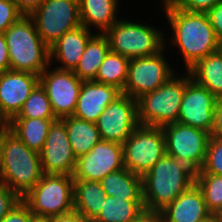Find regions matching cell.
Instances as JSON below:
<instances>
[{
  "mask_svg": "<svg viewBox=\"0 0 222 222\" xmlns=\"http://www.w3.org/2000/svg\"><path fill=\"white\" fill-rule=\"evenodd\" d=\"M164 9L172 6V0H163Z\"/></svg>",
  "mask_w": 222,
  "mask_h": 222,
  "instance_id": "obj_46",
  "label": "cell"
},
{
  "mask_svg": "<svg viewBox=\"0 0 222 222\" xmlns=\"http://www.w3.org/2000/svg\"><path fill=\"white\" fill-rule=\"evenodd\" d=\"M39 154L43 174L73 176L77 158L72 151L65 123L61 119L50 126Z\"/></svg>",
  "mask_w": 222,
  "mask_h": 222,
  "instance_id": "obj_15",
  "label": "cell"
},
{
  "mask_svg": "<svg viewBox=\"0 0 222 222\" xmlns=\"http://www.w3.org/2000/svg\"><path fill=\"white\" fill-rule=\"evenodd\" d=\"M50 48L65 32L81 26L79 0H45L29 16Z\"/></svg>",
  "mask_w": 222,
  "mask_h": 222,
  "instance_id": "obj_9",
  "label": "cell"
},
{
  "mask_svg": "<svg viewBox=\"0 0 222 222\" xmlns=\"http://www.w3.org/2000/svg\"><path fill=\"white\" fill-rule=\"evenodd\" d=\"M110 51L109 41L104 33L94 34L86 44L84 53L73 70L82 81H93L106 55Z\"/></svg>",
  "mask_w": 222,
  "mask_h": 222,
  "instance_id": "obj_25",
  "label": "cell"
},
{
  "mask_svg": "<svg viewBox=\"0 0 222 222\" xmlns=\"http://www.w3.org/2000/svg\"><path fill=\"white\" fill-rule=\"evenodd\" d=\"M92 31L81 25L76 29L65 32L50 48V63L55 58L62 65L58 69L73 71L93 36Z\"/></svg>",
  "mask_w": 222,
  "mask_h": 222,
  "instance_id": "obj_20",
  "label": "cell"
},
{
  "mask_svg": "<svg viewBox=\"0 0 222 222\" xmlns=\"http://www.w3.org/2000/svg\"><path fill=\"white\" fill-rule=\"evenodd\" d=\"M124 168L122 144L100 140L77 158L73 179L101 181L109 173Z\"/></svg>",
  "mask_w": 222,
  "mask_h": 222,
  "instance_id": "obj_14",
  "label": "cell"
},
{
  "mask_svg": "<svg viewBox=\"0 0 222 222\" xmlns=\"http://www.w3.org/2000/svg\"><path fill=\"white\" fill-rule=\"evenodd\" d=\"M139 125L137 100L122 94L108 104L96 121L101 140L123 144Z\"/></svg>",
  "mask_w": 222,
  "mask_h": 222,
  "instance_id": "obj_13",
  "label": "cell"
},
{
  "mask_svg": "<svg viewBox=\"0 0 222 222\" xmlns=\"http://www.w3.org/2000/svg\"><path fill=\"white\" fill-rule=\"evenodd\" d=\"M9 70V54L4 33L0 34V73Z\"/></svg>",
  "mask_w": 222,
  "mask_h": 222,
  "instance_id": "obj_40",
  "label": "cell"
},
{
  "mask_svg": "<svg viewBox=\"0 0 222 222\" xmlns=\"http://www.w3.org/2000/svg\"><path fill=\"white\" fill-rule=\"evenodd\" d=\"M99 182L107 196L126 201H143L142 176L130 172L125 167L109 173Z\"/></svg>",
  "mask_w": 222,
  "mask_h": 222,
  "instance_id": "obj_22",
  "label": "cell"
},
{
  "mask_svg": "<svg viewBox=\"0 0 222 222\" xmlns=\"http://www.w3.org/2000/svg\"><path fill=\"white\" fill-rule=\"evenodd\" d=\"M22 199L9 187L0 182V221L21 201Z\"/></svg>",
  "mask_w": 222,
  "mask_h": 222,
  "instance_id": "obj_34",
  "label": "cell"
},
{
  "mask_svg": "<svg viewBox=\"0 0 222 222\" xmlns=\"http://www.w3.org/2000/svg\"><path fill=\"white\" fill-rule=\"evenodd\" d=\"M196 174L222 175V139L210 136L203 167Z\"/></svg>",
  "mask_w": 222,
  "mask_h": 222,
  "instance_id": "obj_32",
  "label": "cell"
},
{
  "mask_svg": "<svg viewBox=\"0 0 222 222\" xmlns=\"http://www.w3.org/2000/svg\"><path fill=\"white\" fill-rule=\"evenodd\" d=\"M51 222H89L82 215H80L76 211H72L70 213L64 215H58L50 217Z\"/></svg>",
  "mask_w": 222,
  "mask_h": 222,
  "instance_id": "obj_41",
  "label": "cell"
},
{
  "mask_svg": "<svg viewBox=\"0 0 222 222\" xmlns=\"http://www.w3.org/2000/svg\"><path fill=\"white\" fill-rule=\"evenodd\" d=\"M122 95L117 87L96 81H83L74 117L96 123L98 117L111 102Z\"/></svg>",
  "mask_w": 222,
  "mask_h": 222,
  "instance_id": "obj_18",
  "label": "cell"
},
{
  "mask_svg": "<svg viewBox=\"0 0 222 222\" xmlns=\"http://www.w3.org/2000/svg\"><path fill=\"white\" fill-rule=\"evenodd\" d=\"M32 212L21 200L0 222H31Z\"/></svg>",
  "mask_w": 222,
  "mask_h": 222,
  "instance_id": "obj_36",
  "label": "cell"
},
{
  "mask_svg": "<svg viewBox=\"0 0 222 222\" xmlns=\"http://www.w3.org/2000/svg\"><path fill=\"white\" fill-rule=\"evenodd\" d=\"M163 51L164 49L151 56L130 59L128 77L122 94L137 100L162 86L175 74L165 60Z\"/></svg>",
  "mask_w": 222,
  "mask_h": 222,
  "instance_id": "obj_11",
  "label": "cell"
},
{
  "mask_svg": "<svg viewBox=\"0 0 222 222\" xmlns=\"http://www.w3.org/2000/svg\"><path fill=\"white\" fill-rule=\"evenodd\" d=\"M171 76L162 86L137 99L139 125L163 127L176 123L187 85V75Z\"/></svg>",
  "mask_w": 222,
  "mask_h": 222,
  "instance_id": "obj_5",
  "label": "cell"
},
{
  "mask_svg": "<svg viewBox=\"0 0 222 222\" xmlns=\"http://www.w3.org/2000/svg\"><path fill=\"white\" fill-rule=\"evenodd\" d=\"M132 222H164L161 212L145 210L136 220Z\"/></svg>",
  "mask_w": 222,
  "mask_h": 222,
  "instance_id": "obj_42",
  "label": "cell"
},
{
  "mask_svg": "<svg viewBox=\"0 0 222 222\" xmlns=\"http://www.w3.org/2000/svg\"><path fill=\"white\" fill-rule=\"evenodd\" d=\"M144 211V201H126L107 196L98 216L92 222H132Z\"/></svg>",
  "mask_w": 222,
  "mask_h": 222,
  "instance_id": "obj_28",
  "label": "cell"
},
{
  "mask_svg": "<svg viewBox=\"0 0 222 222\" xmlns=\"http://www.w3.org/2000/svg\"><path fill=\"white\" fill-rule=\"evenodd\" d=\"M50 66L39 76V83L45 89L56 119L72 116L77 106L82 80L70 70L54 69Z\"/></svg>",
  "mask_w": 222,
  "mask_h": 222,
  "instance_id": "obj_12",
  "label": "cell"
},
{
  "mask_svg": "<svg viewBox=\"0 0 222 222\" xmlns=\"http://www.w3.org/2000/svg\"><path fill=\"white\" fill-rule=\"evenodd\" d=\"M211 136L222 139V98H217L214 110V125Z\"/></svg>",
  "mask_w": 222,
  "mask_h": 222,
  "instance_id": "obj_39",
  "label": "cell"
},
{
  "mask_svg": "<svg viewBox=\"0 0 222 222\" xmlns=\"http://www.w3.org/2000/svg\"><path fill=\"white\" fill-rule=\"evenodd\" d=\"M187 71L194 81L207 88L216 98H222V47L198 60Z\"/></svg>",
  "mask_w": 222,
  "mask_h": 222,
  "instance_id": "obj_24",
  "label": "cell"
},
{
  "mask_svg": "<svg viewBox=\"0 0 222 222\" xmlns=\"http://www.w3.org/2000/svg\"><path fill=\"white\" fill-rule=\"evenodd\" d=\"M122 147L124 167L143 176L166 154L164 131L162 127L138 125Z\"/></svg>",
  "mask_w": 222,
  "mask_h": 222,
  "instance_id": "obj_8",
  "label": "cell"
},
{
  "mask_svg": "<svg viewBox=\"0 0 222 222\" xmlns=\"http://www.w3.org/2000/svg\"><path fill=\"white\" fill-rule=\"evenodd\" d=\"M31 222H51L50 217L32 216Z\"/></svg>",
  "mask_w": 222,
  "mask_h": 222,
  "instance_id": "obj_45",
  "label": "cell"
},
{
  "mask_svg": "<svg viewBox=\"0 0 222 222\" xmlns=\"http://www.w3.org/2000/svg\"><path fill=\"white\" fill-rule=\"evenodd\" d=\"M74 179L71 175L43 174L22 201L34 216L53 217L74 210Z\"/></svg>",
  "mask_w": 222,
  "mask_h": 222,
  "instance_id": "obj_7",
  "label": "cell"
},
{
  "mask_svg": "<svg viewBox=\"0 0 222 222\" xmlns=\"http://www.w3.org/2000/svg\"><path fill=\"white\" fill-rule=\"evenodd\" d=\"M206 14L217 39L222 44V0L214 5Z\"/></svg>",
  "mask_w": 222,
  "mask_h": 222,
  "instance_id": "obj_37",
  "label": "cell"
},
{
  "mask_svg": "<svg viewBox=\"0 0 222 222\" xmlns=\"http://www.w3.org/2000/svg\"><path fill=\"white\" fill-rule=\"evenodd\" d=\"M162 33L144 23L118 20L104 34L108 38L110 51L133 59L151 56L165 49Z\"/></svg>",
  "mask_w": 222,
  "mask_h": 222,
  "instance_id": "obj_6",
  "label": "cell"
},
{
  "mask_svg": "<svg viewBox=\"0 0 222 222\" xmlns=\"http://www.w3.org/2000/svg\"><path fill=\"white\" fill-rule=\"evenodd\" d=\"M23 15L11 0H0V34L4 33Z\"/></svg>",
  "mask_w": 222,
  "mask_h": 222,
  "instance_id": "obj_33",
  "label": "cell"
},
{
  "mask_svg": "<svg viewBox=\"0 0 222 222\" xmlns=\"http://www.w3.org/2000/svg\"><path fill=\"white\" fill-rule=\"evenodd\" d=\"M199 222H221L218 214H210Z\"/></svg>",
  "mask_w": 222,
  "mask_h": 222,
  "instance_id": "obj_44",
  "label": "cell"
},
{
  "mask_svg": "<svg viewBox=\"0 0 222 222\" xmlns=\"http://www.w3.org/2000/svg\"><path fill=\"white\" fill-rule=\"evenodd\" d=\"M187 72V85L180 105L178 121L211 134L217 98L204 86L194 81Z\"/></svg>",
  "mask_w": 222,
  "mask_h": 222,
  "instance_id": "obj_16",
  "label": "cell"
},
{
  "mask_svg": "<svg viewBox=\"0 0 222 222\" xmlns=\"http://www.w3.org/2000/svg\"><path fill=\"white\" fill-rule=\"evenodd\" d=\"M23 16H30L45 0H11Z\"/></svg>",
  "mask_w": 222,
  "mask_h": 222,
  "instance_id": "obj_38",
  "label": "cell"
},
{
  "mask_svg": "<svg viewBox=\"0 0 222 222\" xmlns=\"http://www.w3.org/2000/svg\"><path fill=\"white\" fill-rule=\"evenodd\" d=\"M164 11L173 31L171 42L180 49L187 70L222 47L206 13L185 11L176 5Z\"/></svg>",
  "mask_w": 222,
  "mask_h": 222,
  "instance_id": "obj_1",
  "label": "cell"
},
{
  "mask_svg": "<svg viewBox=\"0 0 222 222\" xmlns=\"http://www.w3.org/2000/svg\"><path fill=\"white\" fill-rule=\"evenodd\" d=\"M221 0H177L176 6L189 12L207 13Z\"/></svg>",
  "mask_w": 222,
  "mask_h": 222,
  "instance_id": "obj_35",
  "label": "cell"
},
{
  "mask_svg": "<svg viewBox=\"0 0 222 222\" xmlns=\"http://www.w3.org/2000/svg\"><path fill=\"white\" fill-rule=\"evenodd\" d=\"M12 118L56 119L48 95L40 83L26 99L22 109Z\"/></svg>",
  "mask_w": 222,
  "mask_h": 222,
  "instance_id": "obj_30",
  "label": "cell"
},
{
  "mask_svg": "<svg viewBox=\"0 0 222 222\" xmlns=\"http://www.w3.org/2000/svg\"><path fill=\"white\" fill-rule=\"evenodd\" d=\"M74 211L89 222L99 214L107 195L99 181L74 179Z\"/></svg>",
  "mask_w": 222,
  "mask_h": 222,
  "instance_id": "obj_21",
  "label": "cell"
},
{
  "mask_svg": "<svg viewBox=\"0 0 222 222\" xmlns=\"http://www.w3.org/2000/svg\"><path fill=\"white\" fill-rule=\"evenodd\" d=\"M65 123L69 142L76 158L87 154L100 140L96 123L72 116L61 119Z\"/></svg>",
  "mask_w": 222,
  "mask_h": 222,
  "instance_id": "obj_27",
  "label": "cell"
},
{
  "mask_svg": "<svg viewBox=\"0 0 222 222\" xmlns=\"http://www.w3.org/2000/svg\"><path fill=\"white\" fill-rule=\"evenodd\" d=\"M195 175L191 168L165 154L142 176L145 210L161 212L195 184Z\"/></svg>",
  "mask_w": 222,
  "mask_h": 222,
  "instance_id": "obj_2",
  "label": "cell"
},
{
  "mask_svg": "<svg viewBox=\"0 0 222 222\" xmlns=\"http://www.w3.org/2000/svg\"><path fill=\"white\" fill-rule=\"evenodd\" d=\"M195 183L203 193L207 210L222 213V175L196 174Z\"/></svg>",
  "mask_w": 222,
  "mask_h": 222,
  "instance_id": "obj_31",
  "label": "cell"
},
{
  "mask_svg": "<svg viewBox=\"0 0 222 222\" xmlns=\"http://www.w3.org/2000/svg\"><path fill=\"white\" fill-rule=\"evenodd\" d=\"M40 154L29 149L9 131L3 143L0 160V182L21 199L41 180Z\"/></svg>",
  "mask_w": 222,
  "mask_h": 222,
  "instance_id": "obj_3",
  "label": "cell"
},
{
  "mask_svg": "<svg viewBox=\"0 0 222 222\" xmlns=\"http://www.w3.org/2000/svg\"><path fill=\"white\" fill-rule=\"evenodd\" d=\"M118 3V0H79L81 24L89 30L95 26L105 33L118 21Z\"/></svg>",
  "mask_w": 222,
  "mask_h": 222,
  "instance_id": "obj_23",
  "label": "cell"
},
{
  "mask_svg": "<svg viewBox=\"0 0 222 222\" xmlns=\"http://www.w3.org/2000/svg\"><path fill=\"white\" fill-rule=\"evenodd\" d=\"M129 61L130 59L109 51L94 81L117 87L123 92L128 77Z\"/></svg>",
  "mask_w": 222,
  "mask_h": 222,
  "instance_id": "obj_29",
  "label": "cell"
},
{
  "mask_svg": "<svg viewBox=\"0 0 222 222\" xmlns=\"http://www.w3.org/2000/svg\"><path fill=\"white\" fill-rule=\"evenodd\" d=\"M57 119L11 118L10 131L29 149L40 153L43 149L49 128Z\"/></svg>",
  "mask_w": 222,
  "mask_h": 222,
  "instance_id": "obj_26",
  "label": "cell"
},
{
  "mask_svg": "<svg viewBox=\"0 0 222 222\" xmlns=\"http://www.w3.org/2000/svg\"><path fill=\"white\" fill-rule=\"evenodd\" d=\"M39 84V76L30 72L7 70L0 73V114L6 120L16 116Z\"/></svg>",
  "mask_w": 222,
  "mask_h": 222,
  "instance_id": "obj_17",
  "label": "cell"
},
{
  "mask_svg": "<svg viewBox=\"0 0 222 222\" xmlns=\"http://www.w3.org/2000/svg\"><path fill=\"white\" fill-rule=\"evenodd\" d=\"M0 123H9V121L4 119V117L0 114Z\"/></svg>",
  "mask_w": 222,
  "mask_h": 222,
  "instance_id": "obj_47",
  "label": "cell"
},
{
  "mask_svg": "<svg viewBox=\"0 0 222 222\" xmlns=\"http://www.w3.org/2000/svg\"><path fill=\"white\" fill-rule=\"evenodd\" d=\"M177 0H172V6L176 5Z\"/></svg>",
  "mask_w": 222,
  "mask_h": 222,
  "instance_id": "obj_48",
  "label": "cell"
},
{
  "mask_svg": "<svg viewBox=\"0 0 222 222\" xmlns=\"http://www.w3.org/2000/svg\"><path fill=\"white\" fill-rule=\"evenodd\" d=\"M9 69L40 76L50 64L49 47L41 40L33 20L22 16L4 32Z\"/></svg>",
  "mask_w": 222,
  "mask_h": 222,
  "instance_id": "obj_4",
  "label": "cell"
},
{
  "mask_svg": "<svg viewBox=\"0 0 222 222\" xmlns=\"http://www.w3.org/2000/svg\"><path fill=\"white\" fill-rule=\"evenodd\" d=\"M161 213L164 222H199L211 214L196 183L180 194Z\"/></svg>",
  "mask_w": 222,
  "mask_h": 222,
  "instance_id": "obj_19",
  "label": "cell"
},
{
  "mask_svg": "<svg viewBox=\"0 0 222 222\" xmlns=\"http://www.w3.org/2000/svg\"><path fill=\"white\" fill-rule=\"evenodd\" d=\"M9 131H10L9 123H0V160L2 157L3 143Z\"/></svg>",
  "mask_w": 222,
  "mask_h": 222,
  "instance_id": "obj_43",
  "label": "cell"
},
{
  "mask_svg": "<svg viewBox=\"0 0 222 222\" xmlns=\"http://www.w3.org/2000/svg\"><path fill=\"white\" fill-rule=\"evenodd\" d=\"M218 215H219L220 221L222 222V213H220Z\"/></svg>",
  "mask_w": 222,
  "mask_h": 222,
  "instance_id": "obj_49",
  "label": "cell"
},
{
  "mask_svg": "<svg viewBox=\"0 0 222 222\" xmlns=\"http://www.w3.org/2000/svg\"><path fill=\"white\" fill-rule=\"evenodd\" d=\"M166 154L178 159L195 173L203 167L210 133L179 122L162 127Z\"/></svg>",
  "mask_w": 222,
  "mask_h": 222,
  "instance_id": "obj_10",
  "label": "cell"
}]
</instances>
